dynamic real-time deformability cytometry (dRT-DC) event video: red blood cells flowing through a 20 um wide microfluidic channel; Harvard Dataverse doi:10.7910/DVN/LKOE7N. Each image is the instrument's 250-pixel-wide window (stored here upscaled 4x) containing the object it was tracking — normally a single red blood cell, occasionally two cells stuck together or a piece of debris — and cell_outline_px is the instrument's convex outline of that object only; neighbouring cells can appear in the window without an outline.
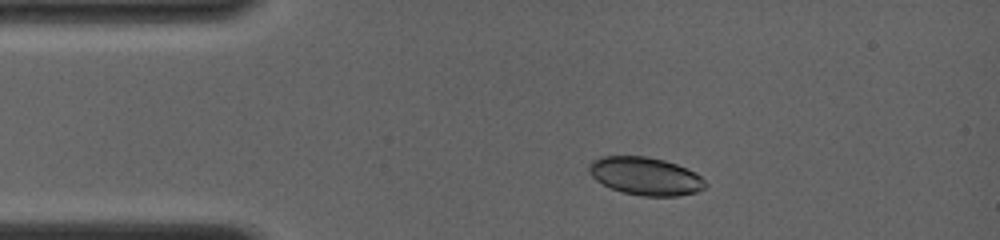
{"species": "common noctule bat (a hibernating species)", "species_latin": "Nyctalus noctula", "temperature_condition": "room temperature", "stored_images_in_passage": 2, "camera_frame_rate_fps": 4000, "um_per_image_px": 0.085, "animal": {"sex": "female", "body_mass_g": 19.0, "forearm_length_mm": 56.7}, "frame": {"image": 1, "passage_image": 1, "time_ms": 0.0, "image_size_px": [1000, 240], "cell_outline_px": [[708, 184], [704, 188], [696, 192], [680, 196], [640, 196], [624, 192], [612, 188], [596, 180], [588, 172], [588, 164], [592, 160], [600, 156], [648, 156], [664, 160], [676, 164], [696, 172]], "centroid_in_image_um": [54.86, 14.96], "position_along_channel_um": 30.1, "area_um2": 25.84}}